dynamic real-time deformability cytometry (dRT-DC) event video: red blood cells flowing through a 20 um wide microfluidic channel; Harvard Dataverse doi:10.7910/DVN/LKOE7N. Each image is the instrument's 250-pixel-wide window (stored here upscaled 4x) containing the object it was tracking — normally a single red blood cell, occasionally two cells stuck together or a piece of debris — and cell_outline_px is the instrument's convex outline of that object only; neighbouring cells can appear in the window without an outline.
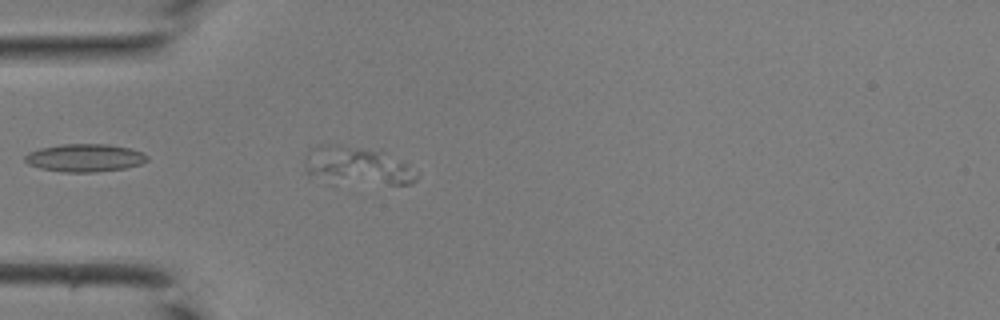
{"species": "common noctule bat (a hibernating species)", "species_latin": "Nyctalus noctula", "temperature_condition": "room temperature", "stored_images_in_passage": 31, "camera_frame_rate_fps": 3000, "um_per_image_px": 0.085, "animal": {"sex": "male", "body_mass_g": 19.0, "forearm_length_mm": 50.8}, "frame": {"image": 1, "passage_image": 2, "time_ms": 0.333, "image_size_px": [1000, 320], "cell_outline_px": [[416, 180], [412, 184], [328, 184], [308, 176], [304, 172], [304, 160], [308, 148], [316, 144], [336, 144], [384, 152], [404, 164], [416, 176]], "centroid_in_image_um": [30.14, 14.13], "position_along_channel_um": 54.9, "area_um2": 25.37}}
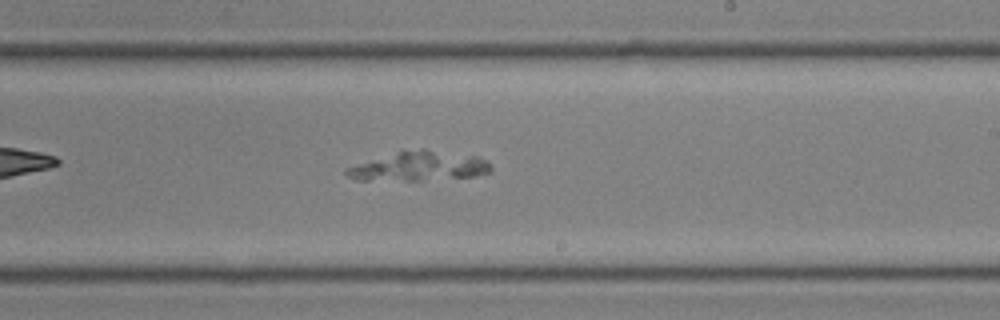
{"frame": {"image": 2, "passage_image": 15, "time_ms": 4.667, "image_size_px": [1000, 320], "cell_outline_px": [[492, 172], [476, 176], [416, 180], [356, 180], [348, 176], [344, 172], [344, 168], [400, 148], [424, 148], [476, 156], [484, 160], [492, 168]], "centroid_in_image_um": [35.54, 14.09], "position_along_channel_um": 253.5, "area_um2": 25.32}}
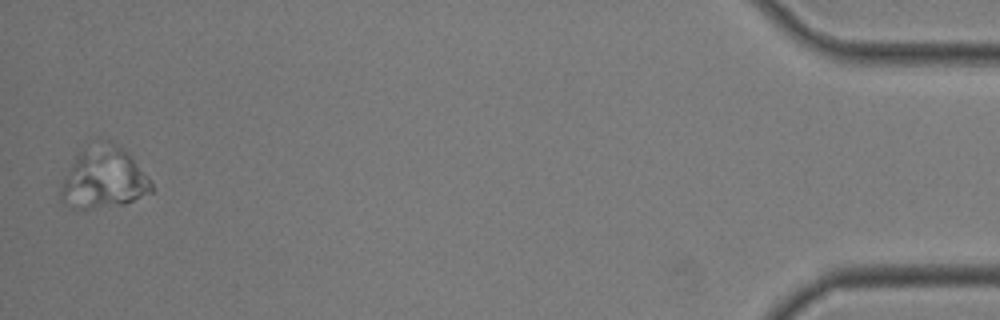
{"frame": {"image": 3, "passage_image": 31, "time_ms": 10.0, "image_size_px": [1000, 320], "cell_outline_px": [[156, 188], [152, 192], [124, 204], [88, 208], [72, 208], [60, 200], [60, 188], [76, 156], [80, 152], [104, 140], [108, 140], [124, 148], [128, 152], [148, 176]], "centroid_in_image_um": [8.86, 15.14], "position_along_channel_um": 426.3, "area_um2": 31.96}}